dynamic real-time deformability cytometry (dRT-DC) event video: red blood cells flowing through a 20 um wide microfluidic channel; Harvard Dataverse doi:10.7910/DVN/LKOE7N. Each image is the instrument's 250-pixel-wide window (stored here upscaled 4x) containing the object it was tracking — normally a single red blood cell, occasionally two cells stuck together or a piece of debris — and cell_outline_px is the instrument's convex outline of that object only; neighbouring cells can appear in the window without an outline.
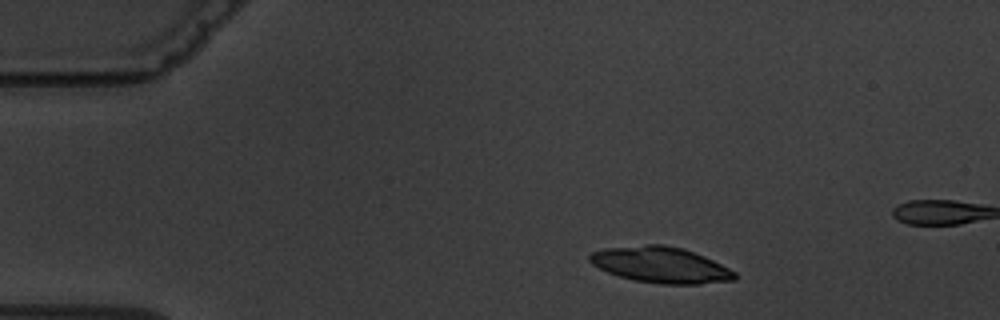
{"species": "common noctule bat (a hibernating species)", "species_latin": "Nyctalus noctula", "temperature_condition": "warm", "stored_images_in_passage": 4, "camera_frame_rate_fps": 3000, "um_per_image_px": 0.085, "animal": {"sex": "male", "body_mass_g": 19.5, "forearm_length_mm": 54.6}, "frame": {"image": 1, "passage_image": 1, "time_ms": 0.0, "image_size_px": [1000, 320], "cell_outline_px": [[736, 280], [700, 284], [660, 284], [636, 280], [620, 276], [608, 272], [592, 264], [588, 260], [588, 256], [592, 252], [608, 248], [648, 244], [664, 244], [684, 248], [704, 256], [736, 272]], "centroid_in_image_um": [56.18, 22.51], "position_along_channel_um": 28.8, "area_um2": 30.23}}